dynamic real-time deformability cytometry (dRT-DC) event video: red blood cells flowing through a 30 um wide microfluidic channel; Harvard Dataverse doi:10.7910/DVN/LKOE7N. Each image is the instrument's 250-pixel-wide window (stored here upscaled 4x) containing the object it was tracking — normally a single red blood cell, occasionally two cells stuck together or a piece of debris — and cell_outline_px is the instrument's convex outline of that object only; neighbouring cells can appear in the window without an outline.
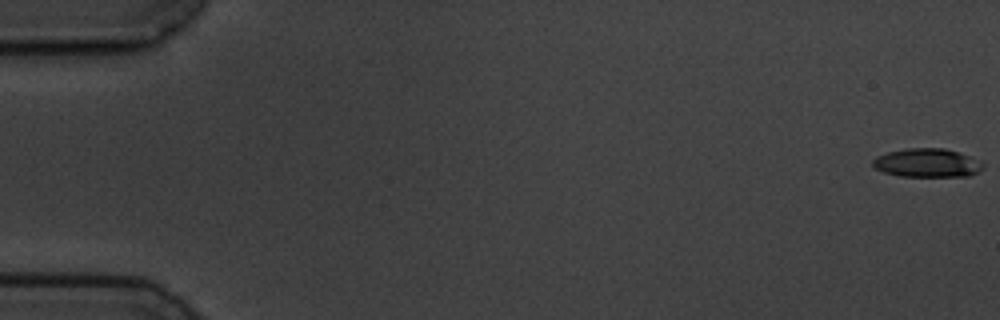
{"species": "common noctule bat (a hibernating species)", "species_latin": "Nyctalus noctula", "temperature_condition": "cold", "stored_images_in_passage": 5, "camera_frame_rate_fps": 3000, "um_per_image_px": 0.085, "animal": {"sex": "male", "body_mass_g": 19.5, "forearm_length_mm": 54.6}, "frame": {"image": 1, "passage_image": 1, "time_ms": 0.0, "image_size_px": [1000, 320], "cell_outline_px": [[984, 168], [980, 172], [968, 176], [900, 176], [884, 172], [876, 168], [872, 164], [872, 160], [876, 156], [888, 152], [908, 148], [944, 148], [960, 152], [984, 164]], "centroid_in_image_um": [78.82, 13.84], "position_along_channel_um": 6.2, "area_um2": 18.38}}
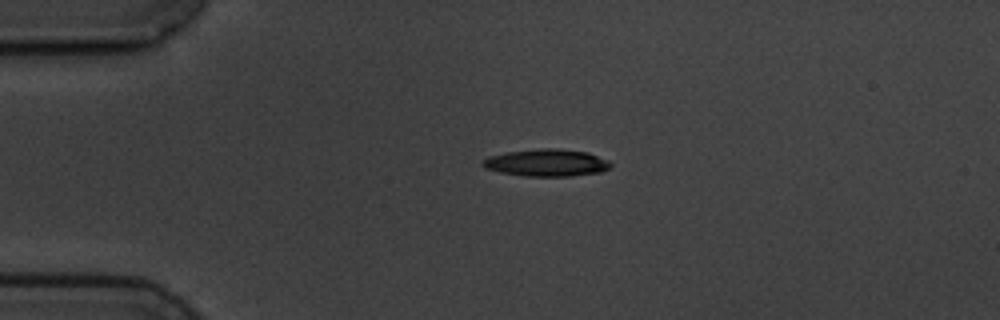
{"frame": {"image": 2, "passage_image": 4, "time_ms": 4.333, "image_size_px": [1000, 320], "cell_outline_px": [[612, 164], [608, 168], [600, 172], [572, 176], [524, 176], [500, 172], [484, 168], [480, 164], [480, 160], [488, 156], [508, 152], [540, 148], [560, 148], [588, 152], [608, 160]], "centroid_in_image_um": [46.42, 13.83], "position_along_channel_um": 38.6, "area_um2": 20.46}}